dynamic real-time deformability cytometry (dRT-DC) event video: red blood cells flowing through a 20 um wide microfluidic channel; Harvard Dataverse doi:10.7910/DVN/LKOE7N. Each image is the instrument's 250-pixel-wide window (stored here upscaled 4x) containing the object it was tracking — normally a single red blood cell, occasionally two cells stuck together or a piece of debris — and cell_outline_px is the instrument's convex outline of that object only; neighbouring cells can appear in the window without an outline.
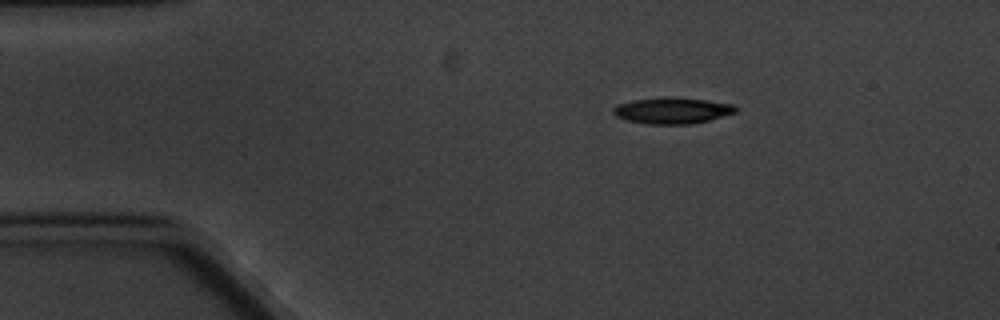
{"species": "common noctule bat (a hibernating species)", "species_latin": "Nyctalus noctula", "temperature_condition": "cold", "stored_images_in_passage": 4, "camera_frame_rate_fps": 3000, "um_per_image_px": 0.085, "animal": {"sex": "male", "body_mass_g": 20.1, "forearm_length_mm": 53.5}, "frame": {"image": 1, "passage_image": 1, "time_ms": 0.0, "image_size_px": [1000, 320], "cell_outline_px": [[736, 112], [708, 120], [692, 124], [648, 124], [628, 120], [616, 116], [612, 112], [612, 108], [620, 104], [632, 100], [664, 96], [672, 96], [704, 100], [732, 104], [736, 108]], "centroid_in_image_um": [57.11, 9.39], "position_along_channel_um": 27.9, "area_um2": 18.61}}
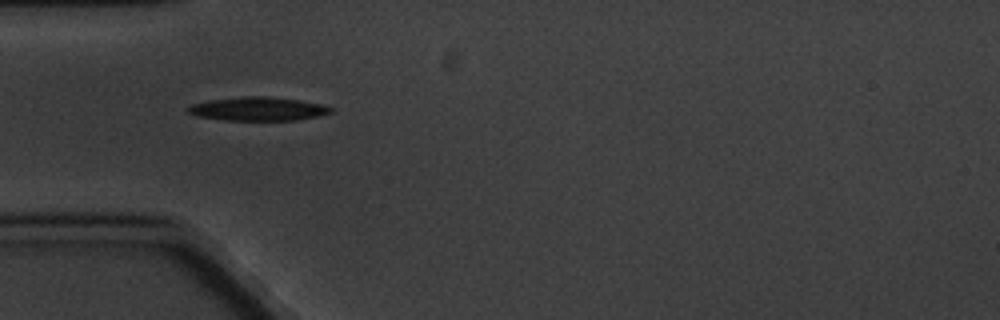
{"frame": {"image": 2, "passage_image": 3, "time_ms": 2.667, "image_size_px": [1000, 320], "cell_outline_px": [[332, 112], [316, 116], [296, 120], [224, 120], [196, 116], [188, 112], [188, 108], [192, 104], [212, 100], [244, 96], [264, 96], [300, 100], [324, 104], [332, 108]], "centroid_in_image_um": [21.95, 9.25], "position_along_channel_um": 63.0, "area_um2": 19.48}}